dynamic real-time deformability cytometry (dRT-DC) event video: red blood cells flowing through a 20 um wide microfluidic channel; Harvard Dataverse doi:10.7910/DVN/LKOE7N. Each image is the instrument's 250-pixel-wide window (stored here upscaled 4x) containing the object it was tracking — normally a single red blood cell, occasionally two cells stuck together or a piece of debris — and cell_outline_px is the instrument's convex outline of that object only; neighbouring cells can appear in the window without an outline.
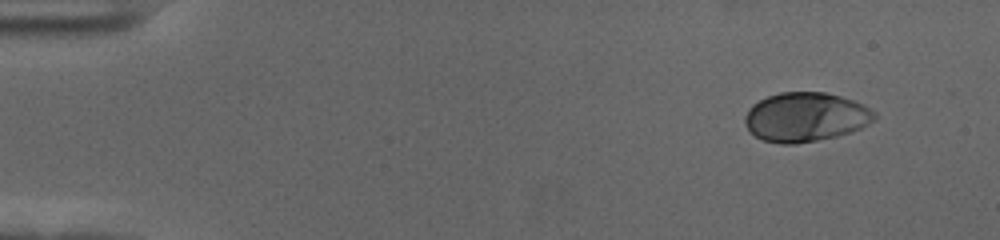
{"species": "human", "species_latin": "Homo sapiens", "temperature_condition": "cold", "stored_images_in_passage": 53, "camera_frame_rate_fps": 3000, "um_per_image_px": 0.085, "donor": {"sex": "female"}, "frame": {"image": 1, "passage_image": 1, "time_ms": 0.0, "image_size_px": [1000, 240], "cell_outline_px": [[876, 120], [852, 132], [836, 136], [796, 144], [780, 144], [764, 140], [756, 136], [744, 124], [744, 116], [748, 108], [752, 104], [768, 96], [780, 92], [824, 92], [840, 96], [864, 104], [876, 112]], "centroid_in_image_um": [68.48, 9.94], "position_along_channel_um": 16.5, "area_um2": 37.28}}
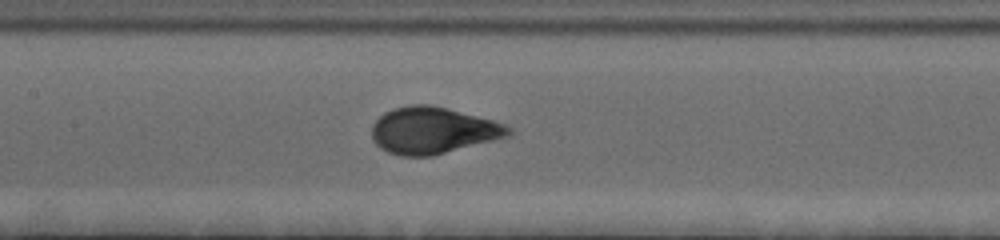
{"frame": {"image": 2, "passage_image": 24, "time_ms": 7.667, "image_size_px": [1000, 240], "cell_outline_px": [[512, 132], [508, 136], [432, 156], [400, 156], [388, 152], [380, 148], [372, 140], [372, 124], [384, 112], [392, 108], [412, 104], [428, 104], [448, 108], [492, 120], [504, 124], [512, 128]], "centroid_in_image_um": [36.75, 11.08], "position_along_channel_um": 170.6, "area_um2": 37.11}}
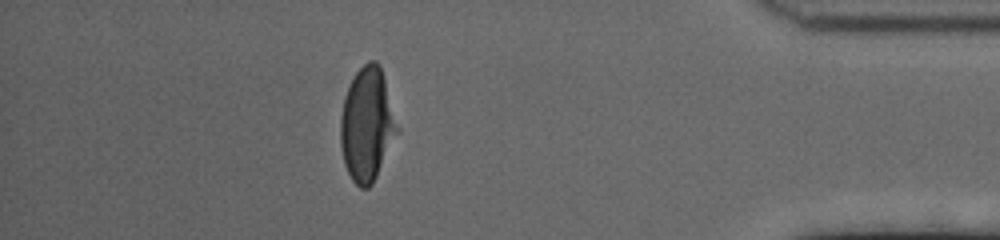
{"frame": {"image": 3, "passage_image": 47, "time_ms": 15.333, "image_size_px": [1000, 240], "cell_outline_px": [[400, 132], [372, 184], [368, 188], [360, 188], [352, 180], [344, 164], [340, 144], [340, 116], [344, 96], [356, 72], [368, 60], [376, 60], [380, 64], [400, 128]], "centroid_in_image_um": [31.22, 10.59], "position_along_channel_um": 404.0, "area_um2": 38.03}, "authors_computed_cell_mechanics": {"area_um2": 37.1076, "velocity_mm_per_s": 3.5417, "shape_relaxation_time_tau1_ms": 3.9513, "shape_relaxation_time_tau2_ms": null, "deformation_change_tau1": 0.1899, "deformation_change_tau2": null}}